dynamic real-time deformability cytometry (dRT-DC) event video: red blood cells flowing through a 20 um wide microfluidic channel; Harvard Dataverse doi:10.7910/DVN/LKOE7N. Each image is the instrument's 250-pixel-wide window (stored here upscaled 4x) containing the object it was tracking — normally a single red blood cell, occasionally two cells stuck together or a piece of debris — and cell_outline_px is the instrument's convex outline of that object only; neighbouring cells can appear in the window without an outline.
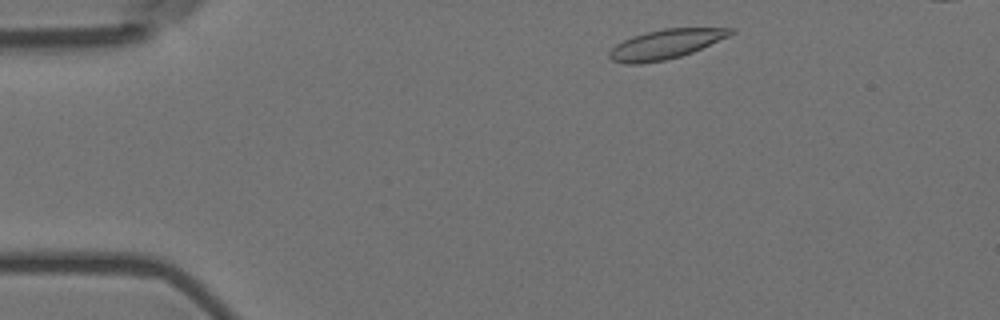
{"species": "Egyptian fruit bat (a non-hibernating species)", "species_latin": "Rousettus aegyptiacus", "temperature_condition": "room temperature", "stored_images_in_passage": 49, "camera_frame_rate_fps": 3000, "um_per_image_px": 0.085, "animal": {"sex": "female"}, "frame": {"image": 1, "passage_image": 3, "time_ms": 0.667, "image_size_px": [1000, 320], "cell_outline_px": [[736, 32], [728, 36], [692, 52], [680, 56], [664, 60], [640, 64], [624, 64], [612, 60], [608, 56], [608, 52], [616, 44], [632, 36], [664, 28], [736, 28]], "centroid_in_image_um": [56.56, 3.76], "position_along_channel_um": 28.4, "area_um2": 20.63}}
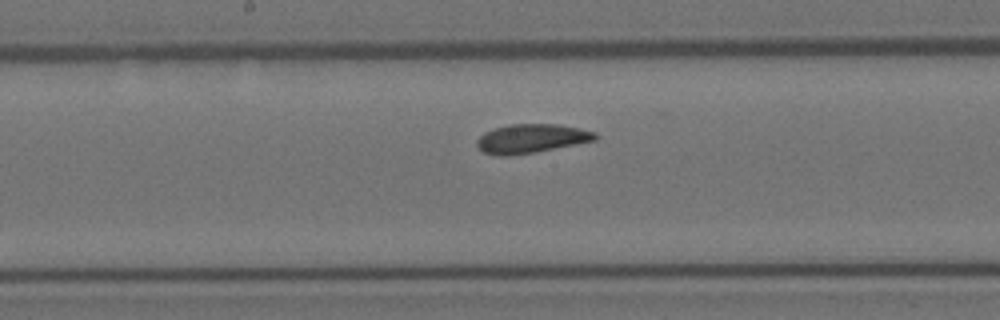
{"frame": {"image": 2, "passage_image": 23, "time_ms": 7.333, "image_size_px": [1000, 320], "cell_outline_px": [[600, 136], [596, 140], [536, 152], [508, 156], [500, 156], [484, 152], [476, 144], [476, 140], [484, 132], [492, 128], [508, 124], [556, 124], [580, 128], [596, 132]], "centroid_in_image_um": [45.17, 11.77], "position_along_channel_um": 203.0, "area_um2": 20.11}}
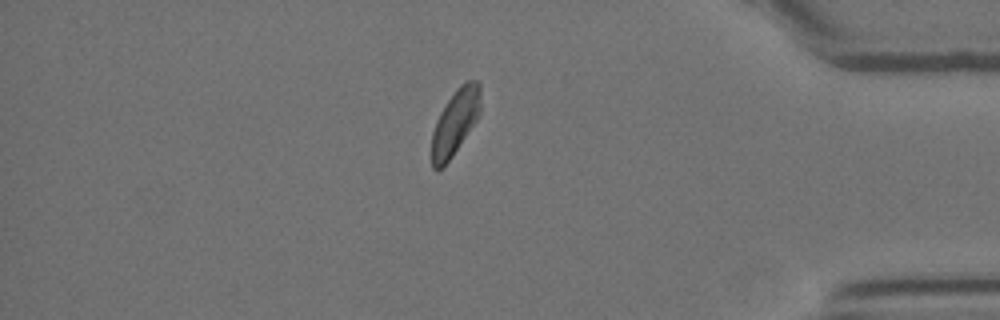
{"frame": {"image": 3, "passage_image": 42, "time_ms": 13.667, "image_size_px": [1000, 320], "cell_outline_px": [[480, 116], [452, 156], [436, 172], [432, 168], [432, 132], [436, 120], [440, 112], [456, 88], [460, 84], [468, 80], [476, 80], [480, 84]], "centroid_in_image_um": [38.7, 10.37], "position_along_channel_um": 396.5, "area_um2": 18.61}}